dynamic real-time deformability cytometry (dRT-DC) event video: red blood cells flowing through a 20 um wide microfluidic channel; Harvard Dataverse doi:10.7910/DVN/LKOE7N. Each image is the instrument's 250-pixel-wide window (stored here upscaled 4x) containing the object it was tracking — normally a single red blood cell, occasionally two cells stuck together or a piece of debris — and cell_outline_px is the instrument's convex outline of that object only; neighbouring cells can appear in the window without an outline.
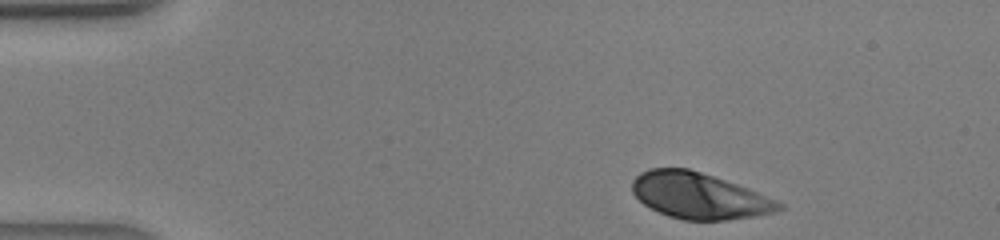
{"species": "human", "species_latin": "Homo sapiens", "temperature_condition": "warm", "stored_images_in_passage": 36, "camera_frame_rate_fps": 3000, "um_per_image_px": 0.085, "donor": {"sex": "male"}, "frame": {"image": 1, "passage_image": 1, "time_ms": 0.0, "image_size_px": [1000, 240], "cell_outline_px": [[784, 208], [776, 212], [756, 216], [724, 220], [684, 220], [668, 216], [644, 204], [632, 192], [632, 180], [640, 172], [648, 168], [688, 168], [748, 188], [776, 200], [784, 204]], "centroid_in_image_um": [59.42, 16.64], "position_along_channel_um": 25.6, "area_um2": 39.19}}
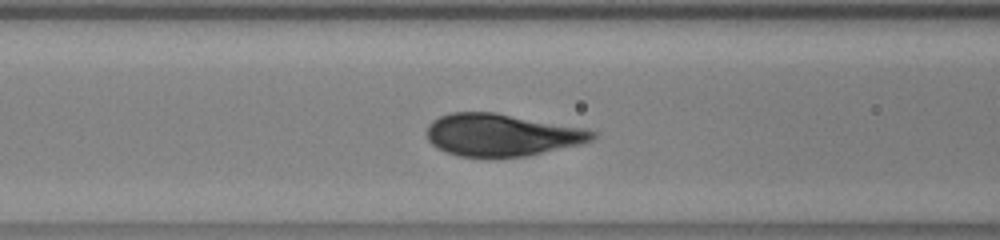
{"frame": {"image": 2, "passage_image": 12, "time_ms": 3.667, "image_size_px": [1000, 240], "cell_outline_px": [[596, 136], [592, 140], [580, 144], [524, 156], [460, 156], [436, 148], [428, 140], [428, 124], [432, 120], [440, 116], [452, 112], [496, 112], [588, 128], [596, 132]], "centroid_in_image_um": [42.66, 11.44], "position_along_channel_um": 123.9, "area_um2": 40.69}}
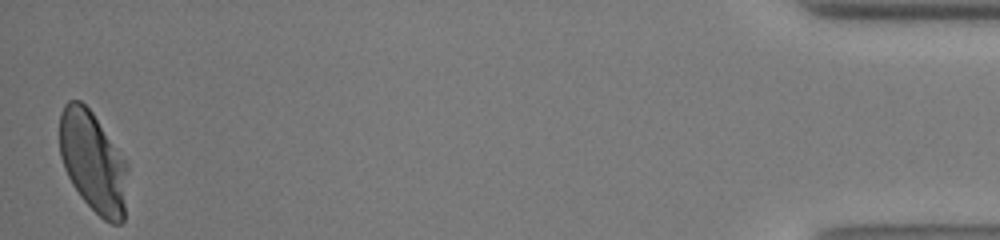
{"frame": {"image": 3, "passage_image": 36, "time_ms": 11.667, "image_size_px": [1000, 240], "cell_outline_px": [[128, 168], [124, 220], [120, 224], [112, 224], [104, 220], [80, 196], [72, 184], [64, 168], [60, 156], [60, 112], [64, 104], [68, 100], [80, 100], [92, 112], [128, 164]], "centroid_in_image_um": [7.91, 13.77], "position_along_channel_um": 427.3, "area_um2": 39.88}}